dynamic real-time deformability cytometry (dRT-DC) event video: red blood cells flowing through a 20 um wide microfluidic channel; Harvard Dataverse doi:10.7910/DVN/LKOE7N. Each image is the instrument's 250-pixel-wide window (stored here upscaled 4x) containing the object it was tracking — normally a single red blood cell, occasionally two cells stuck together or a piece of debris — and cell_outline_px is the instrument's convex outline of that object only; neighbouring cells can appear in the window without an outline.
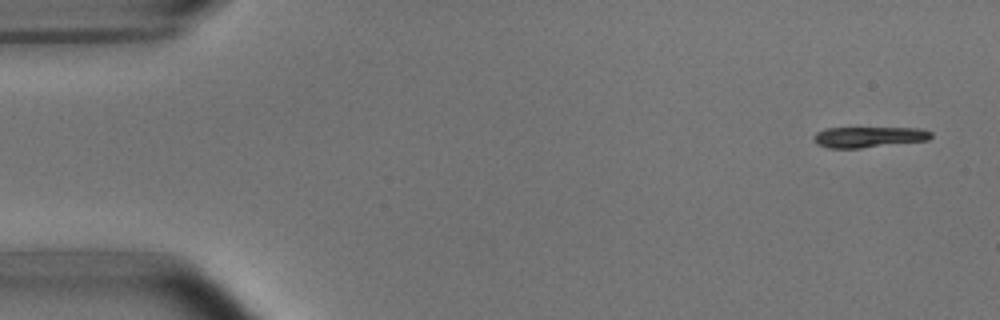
{"species": "common noctule bat (a hibernating species)", "species_latin": "Nyctalus noctula", "temperature_condition": "room temperature", "stored_images_in_passage": 4, "camera_frame_rate_fps": 3000, "um_per_image_px": 0.085, "animal": {"sex": "male", "body_mass_g": 15.6}, "frame": {"image": 1, "passage_image": 1, "time_ms": 0.0, "image_size_px": [1000, 320], "cell_outline_px": [[932, 136], [928, 140], [860, 148], [828, 148], [816, 144], [812, 140], [812, 136], [816, 132], [824, 128], [920, 128], [932, 132]], "centroid_in_image_um": [73.78, 11.64], "position_along_channel_um": 11.2, "area_um2": 14.28}}